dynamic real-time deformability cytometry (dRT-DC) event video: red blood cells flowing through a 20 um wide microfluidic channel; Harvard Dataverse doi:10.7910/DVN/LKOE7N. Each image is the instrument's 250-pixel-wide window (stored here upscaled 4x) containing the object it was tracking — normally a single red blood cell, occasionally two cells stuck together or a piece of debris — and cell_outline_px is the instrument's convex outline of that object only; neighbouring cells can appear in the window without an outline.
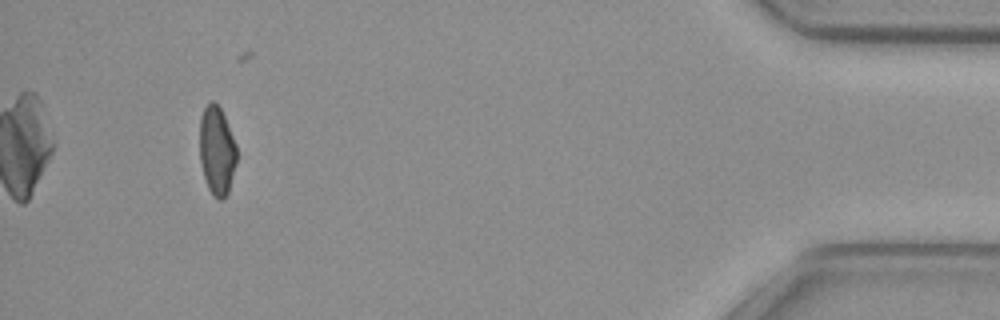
{"species": "common noctule bat (a hibernating species)", "species_latin": "Nyctalus noctula", "temperature_condition": "cold", "stored_images_in_passage": 44, "camera_frame_rate_fps": 3000, "um_per_image_px": 0.085, "animal": {"sex": "female", "body_mass_g": 29.2, "forearm_length_mm": 56.3}, "frame": {"image": 1, "passage_image": 41, "time_ms": 13.333, "image_size_px": [1000, 320], "cell_outline_px": [[236, 164], [228, 192], [224, 200], [220, 200], [208, 188], [200, 164], [200, 116], [208, 100], [212, 100], [220, 108], [224, 116], [236, 144]], "centroid_in_image_um": [18.42, 12.78], "position_along_channel_um": 416.8, "area_um2": 19.07}}